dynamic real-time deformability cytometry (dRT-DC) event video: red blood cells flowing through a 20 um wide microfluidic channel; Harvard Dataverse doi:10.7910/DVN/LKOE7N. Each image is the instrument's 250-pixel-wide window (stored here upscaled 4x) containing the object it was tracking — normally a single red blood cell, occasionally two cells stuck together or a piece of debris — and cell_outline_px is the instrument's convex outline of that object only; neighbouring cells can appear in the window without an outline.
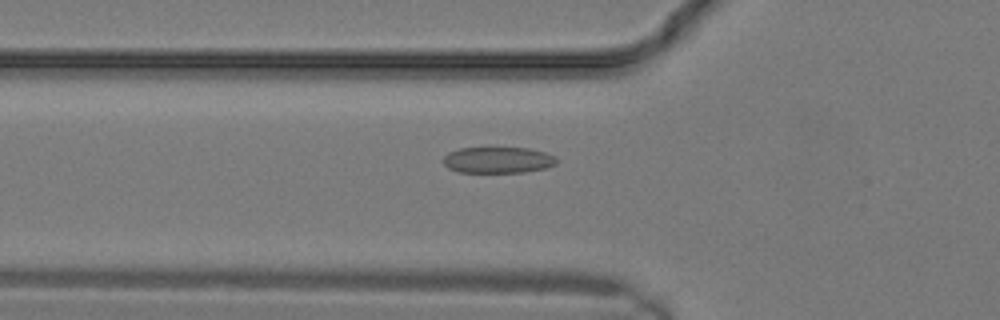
{"species": "common noctule bat (a hibernating species)", "species_latin": "Nyctalus noctula", "temperature_condition": "warm", "stored_images_in_passage": 12, "camera_frame_rate_fps": 3000, "um_per_image_px": 0.085, "animal": {"sex": "male", "body_mass_g": 19.2, "forearm_length_mm": 51.8}, "frame": {"image": 1, "passage_image": 10, "time_ms": 3.0, "image_size_px": [1000, 320], "cell_outline_px": [[556, 164], [544, 168], [524, 172], [456, 172], [448, 168], [444, 164], [444, 156], [448, 152], [460, 148], [528, 148], [544, 152], [556, 156]], "centroid_in_image_um": [42.3, 13.6], "position_along_channel_um": 83.5, "area_um2": 17.22}}
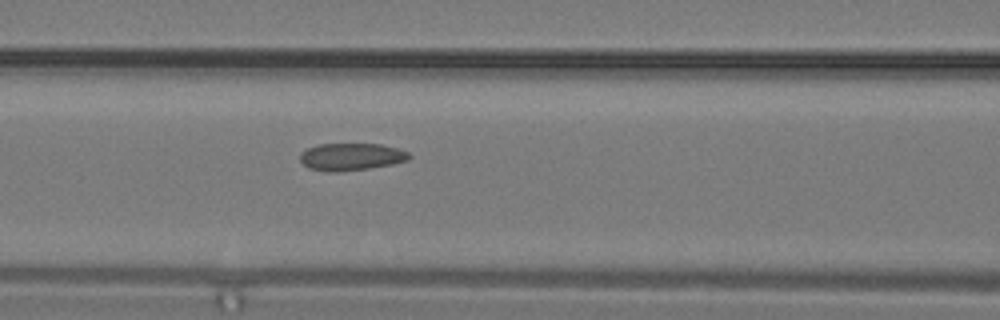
{"frame": {"image": 2, "passage_image": 12, "time_ms": 3.667, "image_size_px": [1000, 320], "cell_outline_px": [[412, 156], [408, 160], [392, 164], [368, 168], [336, 172], [328, 172], [308, 168], [300, 160], [300, 152], [308, 148], [320, 144], [380, 144], [396, 148], [408, 152]], "centroid_in_image_um": [29.84, 13.33], "position_along_channel_um": 136.8, "area_um2": 17.28}}